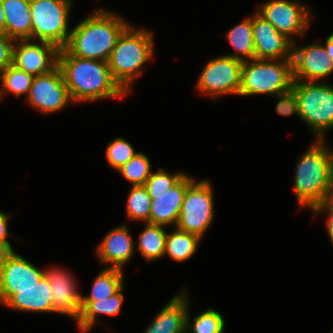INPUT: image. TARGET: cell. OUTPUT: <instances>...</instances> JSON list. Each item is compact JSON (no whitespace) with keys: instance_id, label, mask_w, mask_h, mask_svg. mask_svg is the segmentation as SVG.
Instances as JSON below:
<instances>
[{"instance_id":"1","label":"cell","mask_w":333,"mask_h":333,"mask_svg":"<svg viewBox=\"0 0 333 333\" xmlns=\"http://www.w3.org/2000/svg\"><path fill=\"white\" fill-rule=\"evenodd\" d=\"M58 67L73 103L103 98H123L127 93L112 78L108 62L75 57L59 50Z\"/></svg>"},{"instance_id":"2","label":"cell","mask_w":333,"mask_h":333,"mask_svg":"<svg viewBox=\"0 0 333 333\" xmlns=\"http://www.w3.org/2000/svg\"><path fill=\"white\" fill-rule=\"evenodd\" d=\"M128 26L121 16L96 10L70 30L64 48L75 57L107 62L118 37Z\"/></svg>"},{"instance_id":"3","label":"cell","mask_w":333,"mask_h":333,"mask_svg":"<svg viewBox=\"0 0 333 333\" xmlns=\"http://www.w3.org/2000/svg\"><path fill=\"white\" fill-rule=\"evenodd\" d=\"M323 140H316L300 158L294 189L302 207L310 210L333 195V153Z\"/></svg>"},{"instance_id":"4","label":"cell","mask_w":333,"mask_h":333,"mask_svg":"<svg viewBox=\"0 0 333 333\" xmlns=\"http://www.w3.org/2000/svg\"><path fill=\"white\" fill-rule=\"evenodd\" d=\"M152 33L129 25L118 37L108 59L112 78L129 93L141 67L153 56Z\"/></svg>"},{"instance_id":"5","label":"cell","mask_w":333,"mask_h":333,"mask_svg":"<svg viewBox=\"0 0 333 333\" xmlns=\"http://www.w3.org/2000/svg\"><path fill=\"white\" fill-rule=\"evenodd\" d=\"M292 59H252L244 61L241 69L240 96L277 95L293 86Z\"/></svg>"},{"instance_id":"6","label":"cell","mask_w":333,"mask_h":333,"mask_svg":"<svg viewBox=\"0 0 333 333\" xmlns=\"http://www.w3.org/2000/svg\"><path fill=\"white\" fill-rule=\"evenodd\" d=\"M299 117L311 127L317 140L333 127V86L327 83L294 81ZM326 130V131H325Z\"/></svg>"},{"instance_id":"7","label":"cell","mask_w":333,"mask_h":333,"mask_svg":"<svg viewBox=\"0 0 333 333\" xmlns=\"http://www.w3.org/2000/svg\"><path fill=\"white\" fill-rule=\"evenodd\" d=\"M31 40L55 44L59 49L66 46L68 32V15L71 0H31Z\"/></svg>"},{"instance_id":"8","label":"cell","mask_w":333,"mask_h":333,"mask_svg":"<svg viewBox=\"0 0 333 333\" xmlns=\"http://www.w3.org/2000/svg\"><path fill=\"white\" fill-rule=\"evenodd\" d=\"M209 180L193 181L188 187L176 227L200 238L214 216L213 189Z\"/></svg>"},{"instance_id":"9","label":"cell","mask_w":333,"mask_h":333,"mask_svg":"<svg viewBox=\"0 0 333 333\" xmlns=\"http://www.w3.org/2000/svg\"><path fill=\"white\" fill-rule=\"evenodd\" d=\"M243 62L230 56L210 60L203 67L196 88L214 99L220 95H239Z\"/></svg>"},{"instance_id":"10","label":"cell","mask_w":333,"mask_h":333,"mask_svg":"<svg viewBox=\"0 0 333 333\" xmlns=\"http://www.w3.org/2000/svg\"><path fill=\"white\" fill-rule=\"evenodd\" d=\"M45 271L15 253L0 255V304H5L18 289H28L38 283Z\"/></svg>"},{"instance_id":"11","label":"cell","mask_w":333,"mask_h":333,"mask_svg":"<svg viewBox=\"0 0 333 333\" xmlns=\"http://www.w3.org/2000/svg\"><path fill=\"white\" fill-rule=\"evenodd\" d=\"M256 13L270 22L281 34L290 39L293 35H304L310 26L309 10L305 6L291 0H269L259 6ZM261 11V12H260Z\"/></svg>"},{"instance_id":"12","label":"cell","mask_w":333,"mask_h":333,"mask_svg":"<svg viewBox=\"0 0 333 333\" xmlns=\"http://www.w3.org/2000/svg\"><path fill=\"white\" fill-rule=\"evenodd\" d=\"M27 101L43 113L57 112L67 103H73L58 66L49 73L34 76Z\"/></svg>"},{"instance_id":"13","label":"cell","mask_w":333,"mask_h":333,"mask_svg":"<svg viewBox=\"0 0 333 333\" xmlns=\"http://www.w3.org/2000/svg\"><path fill=\"white\" fill-rule=\"evenodd\" d=\"M15 40L13 48V62L16 68L33 76L51 72L58 66L59 48L52 43L32 40Z\"/></svg>"},{"instance_id":"14","label":"cell","mask_w":333,"mask_h":333,"mask_svg":"<svg viewBox=\"0 0 333 333\" xmlns=\"http://www.w3.org/2000/svg\"><path fill=\"white\" fill-rule=\"evenodd\" d=\"M255 59H292L293 42L270 22L255 13L252 16Z\"/></svg>"},{"instance_id":"15","label":"cell","mask_w":333,"mask_h":333,"mask_svg":"<svg viewBox=\"0 0 333 333\" xmlns=\"http://www.w3.org/2000/svg\"><path fill=\"white\" fill-rule=\"evenodd\" d=\"M293 44L292 63L294 81L316 82L333 72V60L324 45L314 43L304 47Z\"/></svg>"},{"instance_id":"16","label":"cell","mask_w":333,"mask_h":333,"mask_svg":"<svg viewBox=\"0 0 333 333\" xmlns=\"http://www.w3.org/2000/svg\"><path fill=\"white\" fill-rule=\"evenodd\" d=\"M45 276L51 287L53 313L72 316L78 321L81 313V294L77 291L74 278L63 268L55 267L45 271Z\"/></svg>"},{"instance_id":"17","label":"cell","mask_w":333,"mask_h":333,"mask_svg":"<svg viewBox=\"0 0 333 333\" xmlns=\"http://www.w3.org/2000/svg\"><path fill=\"white\" fill-rule=\"evenodd\" d=\"M193 178L185 175L174 187L162 194H149L152 198L150 223L156 225H177L187 187Z\"/></svg>"},{"instance_id":"18","label":"cell","mask_w":333,"mask_h":333,"mask_svg":"<svg viewBox=\"0 0 333 333\" xmlns=\"http://www.w3.org/2000/svg\"><path fill=\"white\" fill-rule=\"evenodd\" d=\"M129 234V229L125 225L118 226L106 234L102 243L99 245L97 256L101 262L111 264L109 268L122 270V266L128 262L134 250V242Z\"/></svg>"},{"instance_id":"19","label":"cell","mask_w":333,"mask_h":333,"mask_svg":"<svg viewBox=\"0 0 333 333\" xmlns=\"http://www.w3.org/2000/svg\"><path fill=\"white\" fill-rule=\"evenodd\" d=\"M186 293L174 296L155 316L144 333H186V318L189 310Z\"/></svg>"},{"instance_id":"20","label":"cell","mask_w":333,"mask_h":333,"mask_svg":"<svg viewBox=\"0 0 333 333\" xmlns=\"http://www.w3.org/2000/svg\"><path fill=\"white\" fill-rule=\"evenodd\" d=\"M4 305L19 311L53 313L51 287L44 275L33 287L18 289Z\"/></svg>"},{"instance_id":"21","label":"cell","mask_w":333,"mask_h":333,"mask_svg":"<svg viewBox=\"0 0 333 333\" xmlns=\"http://www.w3.org/2000/svg\"><path fill=\"white\" fill-rule=\"evenodd\" d=\"M31 0H3L5 34L14 40H31Z\"/></svg>"},{"instance_id":"22","label":"cell","mask_w":333,"mask_h":333,"mask_svg":"<svg viewBox=\"0 0 333 333\" xmlns=\"http://www.w3.org/2000/svg\"><path fill=\"white\" fill-rule=\"evenodd\" d=\"M124 285L113 295L103 300L97 301H82L80 318L77 321L81 332H86L97 321L98 314L116 315L121 310V304L124 299L122 290Z\"/></svg>"},{"instance_id":"23","label":"cell","mask_w":333,"mask_h":333,"mask_svg":"<svg viewBox=\"0 0 333 333\" xmlns=\"http://www.w3.org/2000/svg\"><path fill=\"white\" fill-rule=\"evenodd\" d=\"M229 44L236 50V53L226 55L235 59L249 61L255 59V48L253 38L252 17L247 18L238 25L231 28L226 34Z\"/></svg>"},{"instance_id":"24","label":"cell","mask_w":333,"mask_h":333,"mask_svg":"<svg viewBox=\"0 0 333 333\" xmlns=\"http://www.w3.org/2000/svg\"><path fill=\"white\" fill-rule=\"evenodd\" d=\"M176 229L166 234L165 255L176 262L186 261L193 256L201 238L193 233Z\"/></svg>"},{"instance_id":"25","label":"cell","mask_w":333,"mask_h":333,"mask_svg":"<svg viewBox=\"0 0 333 333\" xmlns=\"http://www.w3.org/2000/svg\"><path fill=\"white\" fill-rule=\"evenodd\" d=\"M145 225L144 231L138 237V249L142 256L148 261L164 257L167 234L164 226L149 222Z\"/></svg>"},{"instance_id":"26","label":"cell","mask_w":333,"mask_h":333,"mask_svg":"<svg viewBox=\"0 0 333 333\" xmlns=\"http://www.w3.org/2000/svg\"><path fill=\"white\" fill-rule=\"evenodd\" d=\"M123 277L122 270L105 268L95 277L91 294L81 297L82 301H99L110 297L124 285Z\"/></svg>"},{"instance_id":"27","label":"cell","mask_w":333,"mask_h":333,"mask_svg":"<svg viewBox=\"0 0 333 333\" xmlns=\"http://www.w3.org/2000/svg\"><path fill=\"white\" fill-rule=\"evenodd\" d=\"M33 78V75L16 68L14 65L8 66L0 71V80L3 83V86H0V98L3 97V94L6 95L9 92L17 97L26 93L27 97Z\"/></svg>"},{"instance_id":"28","label":"cell","mask_w":333,"mask_h":333,"mask_svg":"<svg viewBox=\"0 0 333 333\" xmlns=\"http://www.w3.org/2000/svg\"><path fill=\"white\" fill-rule=\"evenodd\" d=\"M127 197L126 213L128 218L150 223L152 198L149 196L146 187L144 185L132 186Z\"/></svg>"},{"instance_id":"29","label":"cell","mask_w":333,"mask_h":333,"mask_svg":"<svg viewBox=\"0 0 333 333\" xmlns=\"http://www.w3.org/2000/svg\"><path fill=\"white\" fill-rule=\"evenodd\" d=\"M149 158L143 153L137 152L125 165L117 171L131 182L132 186L144 185L151 175Z\"/></svg>"},{"instance_id":"30","label":"cell","mask_w":333,"mask_h":333,"mask_svg":"<svg viewBox=\"0 0 333 333\" xmlns=\"http://www.w3.org/2000/svg\"><path fill=\"white\" fill-rule=\"evenodd\" d=\"M189 311L186 318V331L188 328L193 333H221L224 332L225 321L223 316L214 309H208L194 318V323L190 324Z\"/></svg>"},{"instance_id":"31","label":"cell","mask_w":333,"mask_h":333,"mask_svg":"<svg viewBox=\"0 0 333 333\" xmlns=\"http://www.w3.org/2000/svg\"><path fill=\"white\" fill-rule=\"evenodd\" d=\"M137 152L132 145L121 137L115 138L106 148V159L111 167L118 170Z\"/></svg>"},{"instance_id":"32","label":"cell","mask_w":333,"mask_h":333,"mask_svg":"<svg viewBox=\"0 0 333 333\" xmlns=\"http://www.w3.org/2000/svg\"><path fill=\"white\" fill-rule=\"evenodd\" d=\"M185 175L181 172L171 174L160 168L157 172L151 173L144 186L148 194H162L174 187Z\"/></svg>"},{"instance_id":"33","label":"cell","mask_w":333,"mask_h":333,"mask_svg":"<svg viewBox=\"0 0 333 333\" xmlns=\"http://www.w3.org/2000/svg\"><path fill=\"white\" fill-rule=\"evenodd\" d=\"M276 96L279 98V102L276 105V111L279 115L288 116L295 114L299 116L298 97L293 88Z\"/></svg>"},{"instance_id":"34","label":"cell","mask_w":333,"mask_h":333,"mask_svg":"<svg viewBox=\"0 0 333 333\" xmlns=\"http://www.w3.org/2000/svg\"><path fill=\"white\" fill-rule=\"evenodd\" d=\"M14 44L15 40L13 38L6 34H0V71L12 65Z\"/></svg>"},{"instance_id":"35","label":"cell","mask_w":333,"mask_h":333,"mask_svg":"<svg viewBox=\"0 0 333 333\" xmlns=\"http://www.w3.org/2000/svg\"><path fill=\"white\" fill-rule=\"evenodd\" d=\"M313 212H327V231L333 243V195L328 196L324 201L311 209Z\"/></svg>"},{"instance_id":"36","label":"cell","mask_w":333,"mask_h":333,"mask_svg":"<svg viewBox=\"0 0 333 333\" xmlns=\"http://www.w3.org/2000/svg\"><path fill=\"white\" fill-rule=\"evenodd\" d=\"M9 216L0 211V255L6 252L14 251L7 241L8 232V219Z\"/></svg>"},{"instance_id":"37","label":"cell","mask_w":333,"mask_h":333,"mask_svg":"<svg viewBox=\"0 0 333 333\" xmlns=\"http://www.w3.org/2000/svg\"><path fill=\"white\" fill-rule=\"evenodd\" d=\"M324 48L329 57L333 60V33L326 39V45Z\"/></svg>"},{"instance_id":"38","label":"cell","mask_w":333,"mask_h":333,"mask_svg":"<svg viewBox=\"0 0 333 333\" xmlns=\"http://www.w3.org/2000/svg\"><path fill=\"white\" fill-rule=\"evenodd\" d=\"M0 34H5V15L3 11V0H0Z\"/></svg>"}]
</instances>
